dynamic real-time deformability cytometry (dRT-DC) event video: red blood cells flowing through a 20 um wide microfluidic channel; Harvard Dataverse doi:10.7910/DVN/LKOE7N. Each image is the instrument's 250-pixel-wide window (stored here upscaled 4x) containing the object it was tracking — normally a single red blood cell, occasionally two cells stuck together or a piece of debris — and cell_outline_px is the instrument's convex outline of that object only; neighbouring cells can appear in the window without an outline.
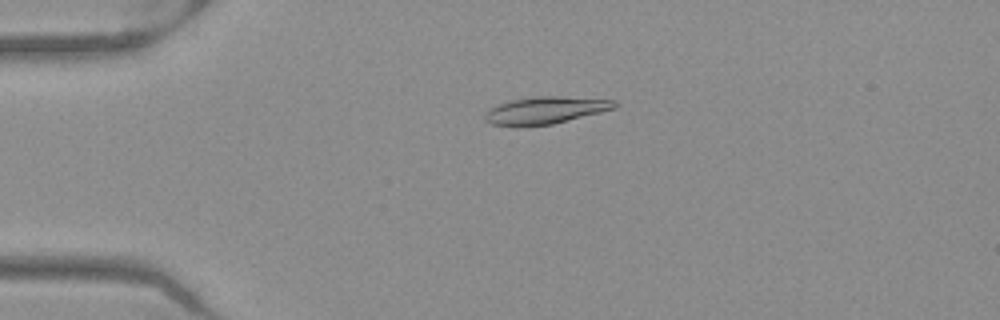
{"species": "Egyptian fruit bat (a non-hibernating species)", "species_latin": "Rousettus aegyptiacus", "temperature_condition": "warm", "stored_images_in_passage": 51, "camera_frame_rate_fps": 3000, "um_per_image_px": 0.085, "frame": {"image": 1, "passage_image": 12, "time_ms": 3.667, "image_size_px": [1000, 320], "cell_outline_px": [[620, 104], [616, 108], [552, 124], [516, 128], [492, 124], [484, 120], [484, 112], [488, 108], [496, 104], [512, 100], [536, 96], [556, 96], [616, 100]], "centroid_in_image_um": [46.29, 9.39], "position_along_channel_um": 38.7, "area_um2": 20.98}}
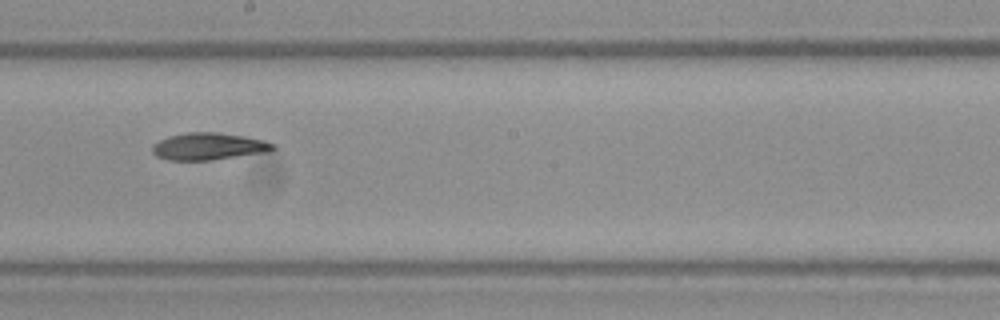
{"frame": {"image": 2, "passage_image": 29, "time_ms": 9.333, "image_size_px": [1000, 320], "cell_outline_px": [[276, 148], [268, 152], [212, 160], [168, 160], [156, 156], [152, 152], [152, 144], [168, 136], [188, 132], [216, 132], [244, 136], [264, 140], [276, 144]], "centroid_in_image_um": [17.74, 12.44], "position_along_channel_um": 230.5, "area_um2": 19.19}}
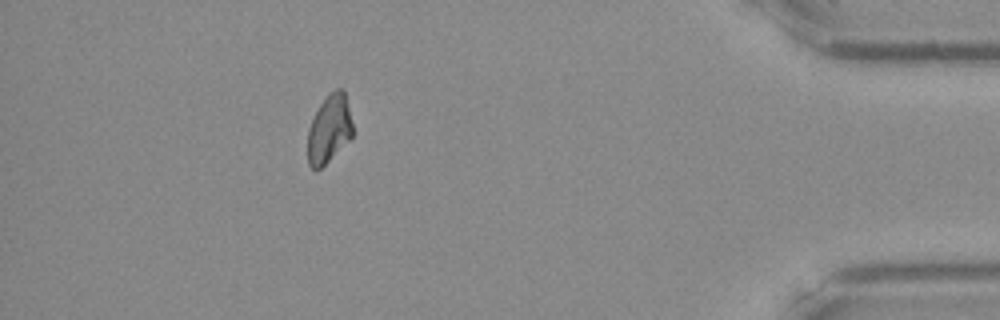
{"frame": {"image": 3, "passage_image": 46, "time_ms": 15.0, "image_size_px": [1000, 320], "cell_outline_px": [[352, 136], [316, 172], [308, 164], [308, 128], [320, 104], [328, 92], [336, 88], [344, 88], [352, 124]], "centroid_in_image_um": [27.96, 10.92], "position_along_channel_um": 407.2, "area_um2": 17.63}, "authors_computed_cell_mechanics": {"area_um2": 19.5942, "velocity_mm_per_s": 3.9872, "shape_relaxation_time_tau1_ms": null, "shape_relaxation_time_tau2_ms": 4.2987, "deformation_change_tau1": null, "deformation_change_tau2": 0.0776}}